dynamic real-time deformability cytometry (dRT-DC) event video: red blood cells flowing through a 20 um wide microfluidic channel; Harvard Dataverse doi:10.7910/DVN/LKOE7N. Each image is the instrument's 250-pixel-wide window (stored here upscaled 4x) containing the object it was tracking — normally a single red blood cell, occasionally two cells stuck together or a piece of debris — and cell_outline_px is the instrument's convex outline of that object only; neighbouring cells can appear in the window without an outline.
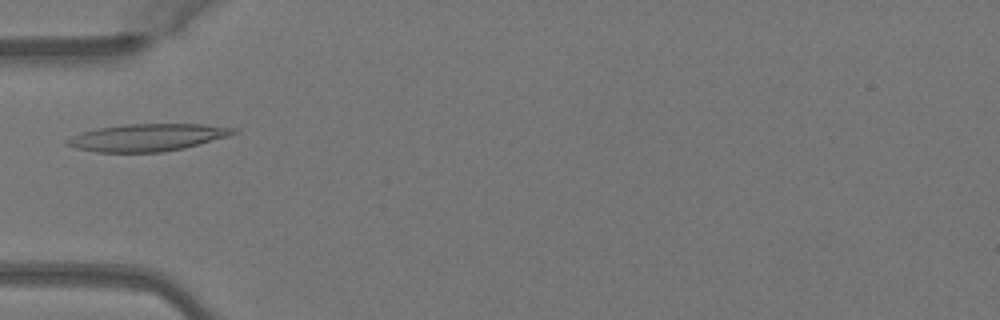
{"species": "Egyptian fruit bat (a non-hibernating species)", "species_latin": "Rousettus aegyptiacus", "temperature_condition": "warm", "stored_images_in_passage": 4, "camera_frame_rate_fps": 3000, "um_per_image_px": 0.085, "animal": {"sex": "female"}, "frame": {"image": 1, "passage_image": 4, "time_ms": 1.0, "image_size_px": [1000, 320], "cell_outline_px": [[240, 132], [232, 136], [184, 148], [160, 152], [96, 152], [76, 148], [64, 144], [64, 140], [80, 132], [96, 128], [124, 124], [204, 124], [240, 128]], "centroid_in_image_um": [12.58, 11.67], "position_along_channel_um": 72.4, "area_um2": 26.93}}